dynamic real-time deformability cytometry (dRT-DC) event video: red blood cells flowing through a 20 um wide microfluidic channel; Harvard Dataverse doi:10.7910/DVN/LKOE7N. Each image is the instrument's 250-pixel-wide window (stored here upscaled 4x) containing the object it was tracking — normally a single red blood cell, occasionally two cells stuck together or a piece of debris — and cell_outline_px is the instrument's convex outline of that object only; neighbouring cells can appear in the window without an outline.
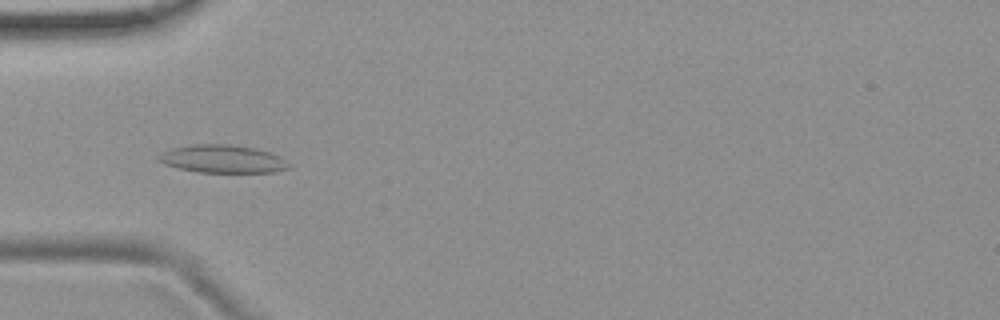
{"species": "common noctule bat (a hibernating species)", "species_latin": "Nyctalus noctula", "temperature_condition": "room temperature", "stored_images_in_passage": 19, "camera_frame_rate_fps": 3000, "um_per_image_px": 0.085, "animal": {"sex": "female", "body_mass_g": 19.9}, "frame": {"image": 1, "passage_image": 16, "time_ms": 5.0, "image_size_px": [1000, 320], "cell_outline_px": [[292, 168], [272, 172], [196, 172], [164, 164], [156, 160], [156, 156], [160, 152], [172, 148], [192, 144], [228, 144], [256, 148], [280, 156]], "centroid_in_image_um": [18.87, 13.5], "position_along_channel_um": 66.1, "area_um2": 21.27}}
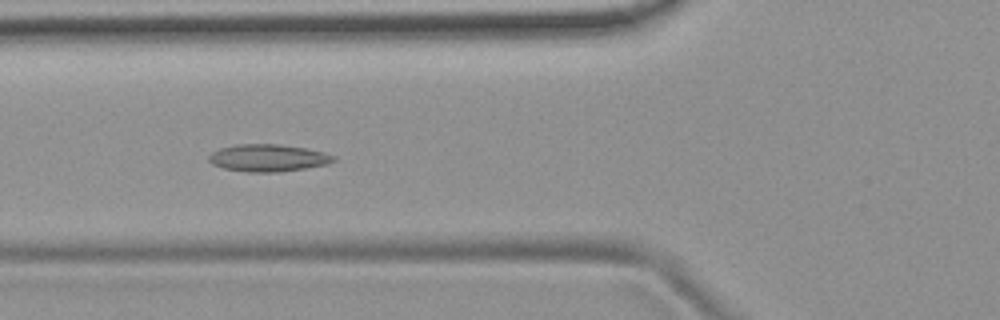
{"frame": {"image": 2, "passage_image": 19, "time_ms": 6.0, "image_size_px": [1000, 320], "cell_outline_px": [[336, 160], [328, 164], [280, 172], [248, 172], [224, 168], [212, 164], [208, 160], [208, 156], [212, 152], [220, 148], [236, 144], [280, 144], [304, 148], [324, 152], [336, 156]], "centroid_in_image_um": [22.79, 13.42], "position_along_channel_um": 103.0, "area_um2": 19.83}}